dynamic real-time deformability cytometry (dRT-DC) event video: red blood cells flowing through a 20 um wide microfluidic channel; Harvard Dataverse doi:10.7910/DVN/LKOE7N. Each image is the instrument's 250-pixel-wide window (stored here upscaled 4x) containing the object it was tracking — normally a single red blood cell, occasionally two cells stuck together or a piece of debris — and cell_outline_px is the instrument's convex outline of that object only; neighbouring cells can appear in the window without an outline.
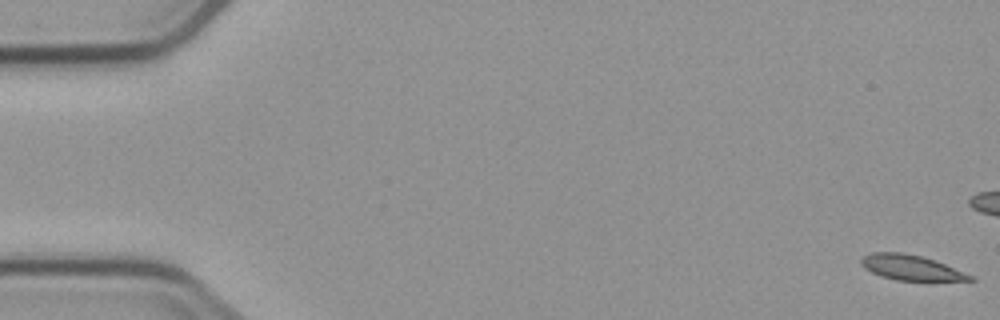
{"species": "common noctule bat (a hibernating species)", "species_latin": "Nyctalus noctula", "temperature_condition": "cold", "stored_images_in_passage": 9, "camera_frame_rate_fps": 3000, "um_per_image_px": 0.085, "animal": {"sex": "male", "body_mass_g": 23.1, "forearm_length_mm": 52.7}, "frame": {"image": 1, "passage_image": 1, "time_ms": 0.0, "image_size_px": [1000, 320], "cell_outline_px": [[976, 280], [896, 280], [880, 276], [864, 268], [860, 264], [860, 260], [864, 256], [872, 252], [900, 252], [920, 256], [944, 264], [972, 276]], "centroid_in_image_um": [77.35, 22.74], "position_along_channel_um": 7.7, "area_um2": 15.55}}